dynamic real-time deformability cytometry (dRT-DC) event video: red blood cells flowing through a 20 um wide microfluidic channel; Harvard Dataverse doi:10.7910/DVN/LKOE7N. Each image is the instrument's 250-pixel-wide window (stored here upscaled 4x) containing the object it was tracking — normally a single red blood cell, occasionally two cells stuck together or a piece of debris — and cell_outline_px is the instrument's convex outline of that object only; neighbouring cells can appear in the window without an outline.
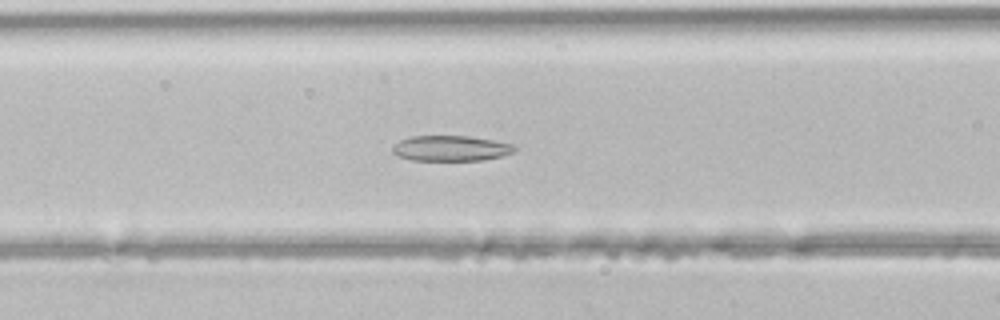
{"species": "common noctule bat (a hibernating species)", "species_latin": "Nyctalus noctula", "temperature_condition": "room temperature", "stored_images_in_passage": 48, "camera_frame_rate_fps": 3000, "um_per_image_px": 0.085, "animal": {"sex": "male", "body_mass_g": 21.5, "forearm_length_mm": 52.0}, "frame": {"image": 1, "passage_image": 19, "time_ms": 6.0, "image_size_px": [1000, 320], "cell_outline_px": [[516, 148], [512, 152], [500, 156], [480, 160], [412, 160], [396, 156], [392, 152], [392, 144], [400, 140], [412, 136], [468, 136], [492, 140], [512, 144]], "centroid_in_image_um": [38.24, 12.6], "position_along_channel_um": 128.4, "area_um2": 17.98}}
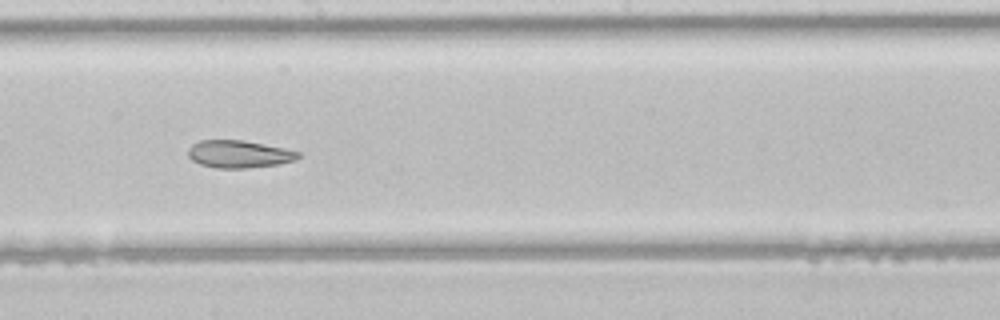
{"frame": {"image": 2, "passage_image": 26, "time_ms": 8.333, "image_size_px": [1000, 320], "cell_outline_px": [[300, 156], [296, 160], [280, 164], [244, 168], [216, 168], [200, 164], [192, 160], [188, 156], [188, 148], [192, 144], [200, 140], [244, 140], [284, 148], [300, 152]], "centroid_in_image_um": [20.31, 13.09], "position_along_channel_um": 227.9, "area_um2": 17.69}}
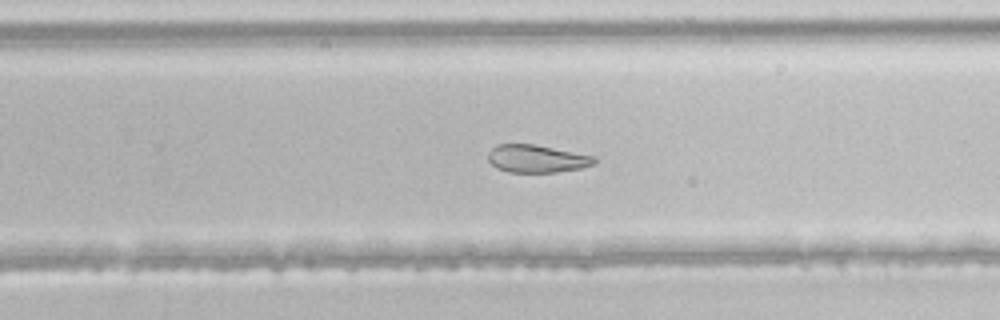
{"frame": {"image": 3, "passage_image": 30, "time_ms": 9.667, "image_size_px": [1000, 320], "cell_outline_px": [[596, 164], [580, 168], [556, 172], [508, 172], [496, 168], [488, 160], [488, 152], [496, 144], [536, 144], [596, 156]], "centroid_in_image_um": [45.63, 13.48], "position_along_channel_um": 284.2, "area_um2": 17.34}}